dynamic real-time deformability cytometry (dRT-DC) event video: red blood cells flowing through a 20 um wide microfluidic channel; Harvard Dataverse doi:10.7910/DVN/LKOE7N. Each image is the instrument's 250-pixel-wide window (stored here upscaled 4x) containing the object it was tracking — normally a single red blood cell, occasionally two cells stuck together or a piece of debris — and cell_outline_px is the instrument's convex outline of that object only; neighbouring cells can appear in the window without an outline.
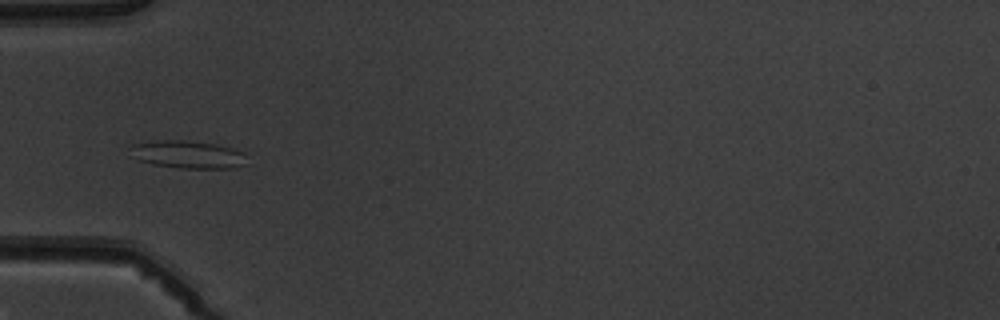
{"species": "common noctule bat (a hibernating species)", "species_latin": "Nyctalus noctula", "temperature_condition": "warm", "stored_images_in_passage": 5, "camera_frame_rate_fps": 3000, "um_per_image_px": 0.085, "animal": {"sex": "male", "body_mass_g": 19.5, "forearm_length_mm": 54.6}, "frame": {"image": 1, "passage_image": 5, "time_ms": 5.667, "image_size_px": [1000, 320], "cell_outline_px": [[248, 164], [236, 168], [180, 168], [152, 164], [128, 156], [132, 144], [160, 140], [184, 140], [216, 144], [232, 148], [244, 152]], "centroid_in_image_um": [15.97, 13.14], "position_along_channel_um": 69.0, "area_um2": 19.07}}